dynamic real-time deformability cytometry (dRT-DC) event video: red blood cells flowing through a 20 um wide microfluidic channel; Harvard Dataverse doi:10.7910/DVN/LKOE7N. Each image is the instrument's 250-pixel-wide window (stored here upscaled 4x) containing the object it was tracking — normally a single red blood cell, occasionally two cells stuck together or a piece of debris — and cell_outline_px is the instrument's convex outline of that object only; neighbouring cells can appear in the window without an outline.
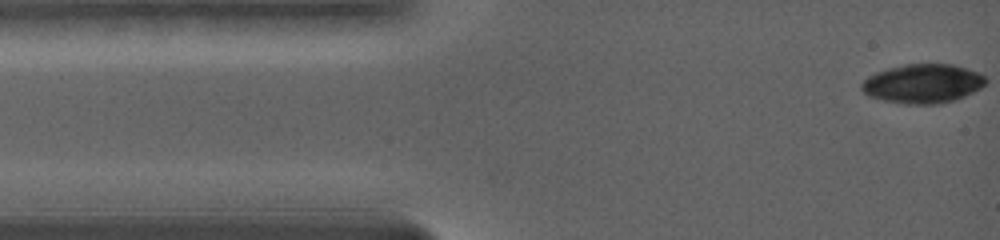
{"species": "common noctule bat (a hibernating species)", "species_latin": "Nyctalus noctula", "temperature_condition": "warm", "stored_images_in_passage": 4, "camera_frame_rate_fps": 5000, "um_per_image_px": 0.085, "animal": {"sex": "female", "body_mass_g": 19.0, "forearm_length_mm": 56.7}, "frame": {"image": 1, "passage_image": 1, "time_ms": 0.0, "image_size_px": [1000, 240], "cell_outline_px": [[984, 84], [960, 96], [948, 100], [928, 104], [920, 104], [888, 100], [872, 96], [864, 92], [864, 80], [880, 72], [892, 68], [908, 64], [948, 64], [964, 68], [976, 72], [984, 76]], "centroid_in_image_um": [78.44, 7.08], "position_along_channel_um": 6.6, "area_um2": 26.24}}